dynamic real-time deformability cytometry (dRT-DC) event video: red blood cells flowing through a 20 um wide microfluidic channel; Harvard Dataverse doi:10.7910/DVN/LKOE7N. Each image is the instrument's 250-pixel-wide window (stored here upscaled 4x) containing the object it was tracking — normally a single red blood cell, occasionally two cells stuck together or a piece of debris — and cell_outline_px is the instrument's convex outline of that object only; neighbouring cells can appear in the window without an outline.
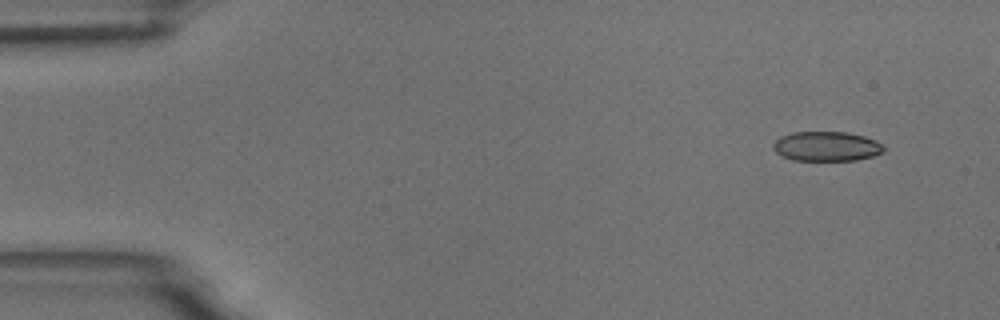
{"species": "common noctule bat (a hibernating species)", "species_latin": "Nyctalus noctula", "temperature_condition": "room temperature", "stored_images_in_passage": 4, "camera_frame_rate_fps": 3000, "um_per_image_px": 0.085, "animal": {"sex": "male", "body_mass_g": 18.8}, "frame": {"image": 1, "passage_image": 1, "time_ms": 0.0, "image_size_px": [1000, 320], "cell_outline_px": [[884, 148], [880, 152], [872, 156], [856, 160], [792, 160], [776, 152], [772, 148], [772, 144], [780, 136], [792, 132], [848, 132], [864, 136], [876, 140], [884, 144]], "centroid_in_image_um": [70.24, 12.42], "position_along_channel_um": 14.8, "area_um2": 19.07}}
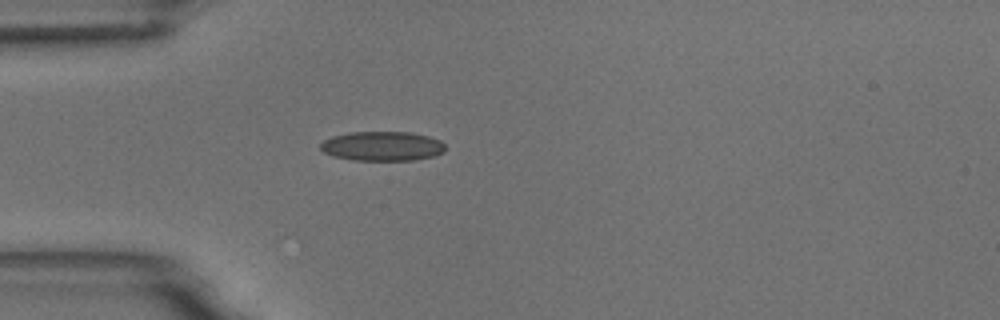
{"frame": {"image": 2, "passage_image": 4, "time_ms": 3.667, "image_size_px": [1000, 320], "cell_outline_px": [[444, 152], [432, 156], [412, 160], [352, 160], [332, 156], [324, 152], [320, 148], [320, 144], [324, 140], [332, 136], [348, 132], [408, 132], [428, 136], [440, 140], [444, 144]], "centroid_in_image_um": [32.46, 12.42], "position_along_channel_um": 52.5, "area_um2": 21.39}}